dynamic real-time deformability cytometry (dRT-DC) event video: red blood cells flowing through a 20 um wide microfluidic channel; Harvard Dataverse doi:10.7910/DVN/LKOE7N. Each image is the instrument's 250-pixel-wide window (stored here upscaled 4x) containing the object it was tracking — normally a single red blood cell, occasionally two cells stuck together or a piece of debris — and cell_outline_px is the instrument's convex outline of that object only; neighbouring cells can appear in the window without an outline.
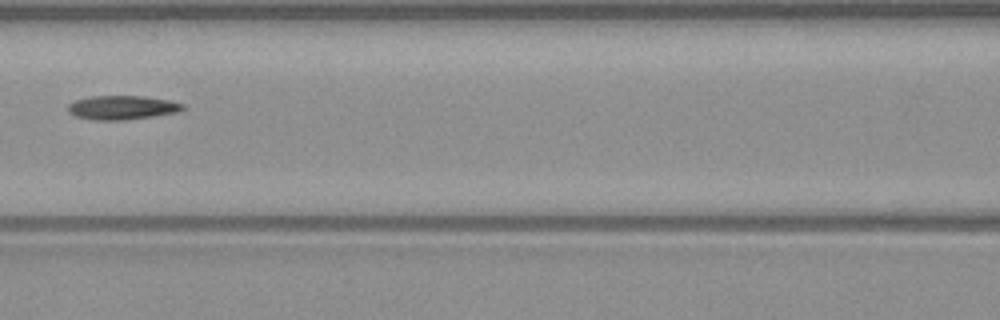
{"species": "common noctule bat (a hibernating species)", "species_latin": "Nyctalus noctula", "temperature_condition": "warm", "stored_images_in_passage": 7, "camera_frame_rate_fps": 3000, "um_per_image_px": 0.085, "animal": {"sex": "male", "body_mass_g": 23.1, "forearm_length_mm": 52.7}, "frame": {"image": 1, "passage_image": 7, "time_ms": 7.0, "image_size_px": [1000, 320], "cell_outline_px": [[188, 108], [176, 112], [152, 116], [124, 120], [96, 120], [76, 116], [68, 112], [68, 104], [76, 100], [88, 96], [144, 96], [168, 100], [184, 104]], "centroid_in_image_um": [10.39, 9.13], "position_along_channel_um": 156.2, "area_um2": 16.01}}